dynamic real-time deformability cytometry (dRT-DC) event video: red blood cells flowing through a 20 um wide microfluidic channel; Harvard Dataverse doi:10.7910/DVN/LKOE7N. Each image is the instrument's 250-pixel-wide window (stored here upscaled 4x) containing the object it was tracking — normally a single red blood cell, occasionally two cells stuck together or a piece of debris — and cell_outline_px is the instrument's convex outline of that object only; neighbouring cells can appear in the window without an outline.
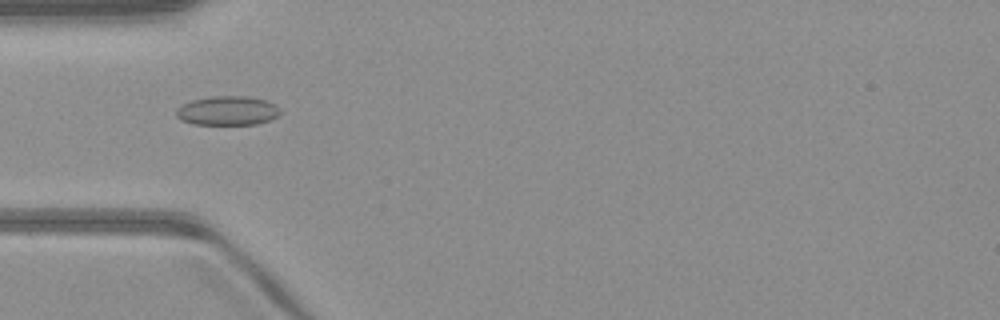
{"species": "common noctule bat (a hibernating species)", "species_latin": "Nyctalus noctula", "temperature_condition": "warm", "stored_images_in_passage": 32, "camera_frame_rate_fps": 3000, "um_per_image_px": 0.085, "animal": {"sex": "male", "body_mass_g": 23.1, "forearm_length_mm": 52.7}, "frame": {"image": 1, "passage_image": 10, "time_ms": 3.0, "image_size_px": [1000, 320], "cell_outline_px": [[280, 116], [272, 120], [256, 124], [192, 124], [180, 120], [176, 116], [176, 108], [180, 104], [192, 100], [212, 96], [248, 96], [268, 100], [276, 104], [280, 108]], "centroid_in_image_um": [19.36, 9.4], "position_along_channel_um": 65.6, "area_um2": 18.09}}
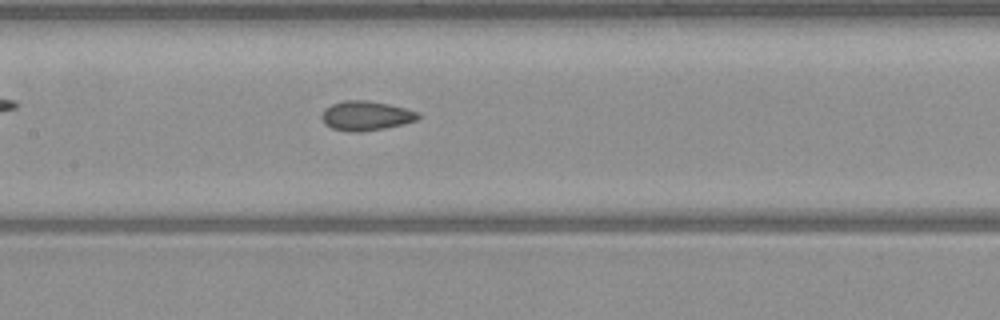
{"frame": {"image": 2, "passage_image": 18, "time_ms": 5.667, "image_size_px": [1000, 320], "cell_outline_px": [[420, 116], [416, 120], [404, 124], [384, 128], [360, 132], [348, 132], [332, 128], [324, 124], [320, 116], [324, 108], [332, 104], [344, 100], [368, 100], [408, 108], [420, 112]], "centroid_in_image_um": [31.1, 9.83], "position_along_channel_um": 176.3, "area_um2": 16.82}}
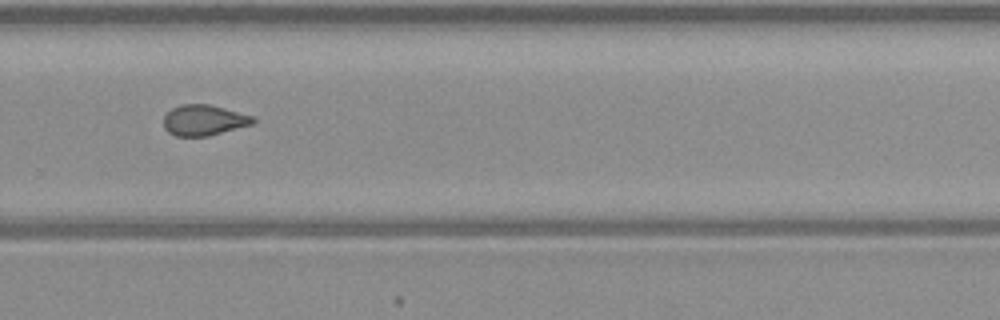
{"frame": {"image": 3, "passage_image": 28, "time_ms": 9.0, "image_size_px": [1000, 320], "cell_outline_px": [[256, 120], [252, 124], [208, 136], [176, 136], [168, 132], [164, 128], [164, 116], [172, 108], [180, 104], [208, 104], [224, 108], [252, 116]], "centroid_in_image_um": [17.3, 10.21], "position_along_channel_um": 312.5, "area_um2": 15.84}}